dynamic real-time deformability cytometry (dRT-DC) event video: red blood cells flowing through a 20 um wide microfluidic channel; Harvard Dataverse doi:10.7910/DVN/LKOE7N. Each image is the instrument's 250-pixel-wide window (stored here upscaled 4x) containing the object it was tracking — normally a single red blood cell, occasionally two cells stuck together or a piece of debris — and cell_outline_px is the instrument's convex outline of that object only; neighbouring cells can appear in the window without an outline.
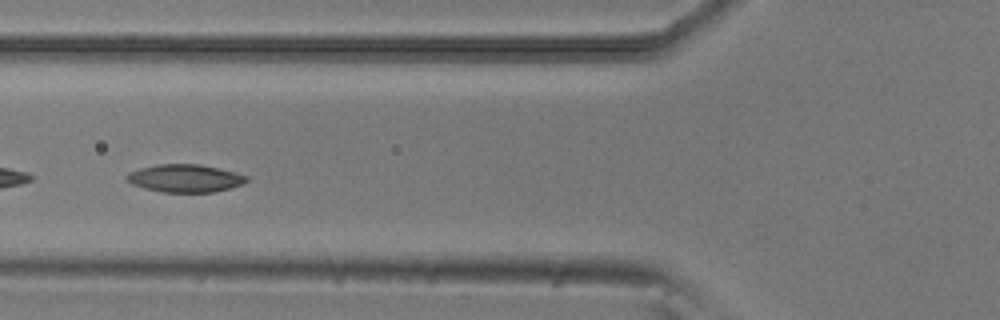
{"species": "common noctule bat (a hibernating species)", "species_latin": "Nyctalus noctula", "temperature_condition": "room temperature", "stored_images_in_passage": 52, "camera_frame_rate_fps": 3000, "um_per_image_px": 0.085, "animal": {"sex": "male", "body_mass_g": 20.5, "forearm_length_mm": 52.5}, "frame": {"image": 1, "passage_image": 19, "time_ms": 6.0, "image_size_px": [1000, 320], "cell_outline_px": [[248, 180], [244, 184], [212, 192], [164, 192], [144, 188], [132, 184], [124, 176], [128, 172], [140, 168], [156, 164], [200, 164], [236, 172], [248, 176]], "centroid_in_image_um": [15.73, 15.14], "position_along_channel_um": 110.1, "area_um2": 19.42}}
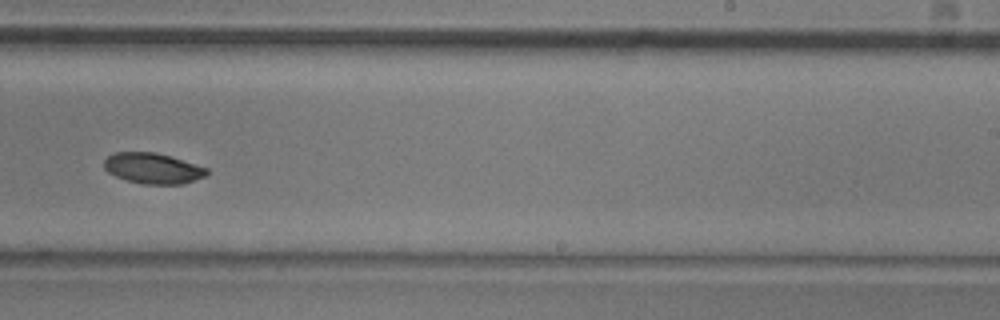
{"frame": {"image": 2, "passage_image": 32, "time_ms": 10.333, "image_size_px": [1000, 320], "cell_outline_px": [[208, 176], [180, 184], [144, 184], [128, 180], [116, 176], [108, 172], [104, 168], [104, 160], [108, 156], [116, 152], [156, 152], [208, 168]], "centroid_in_image_um": [13.0, 14.3], "position_along_channel_um": 276.0, "area_um2": 18.21}}
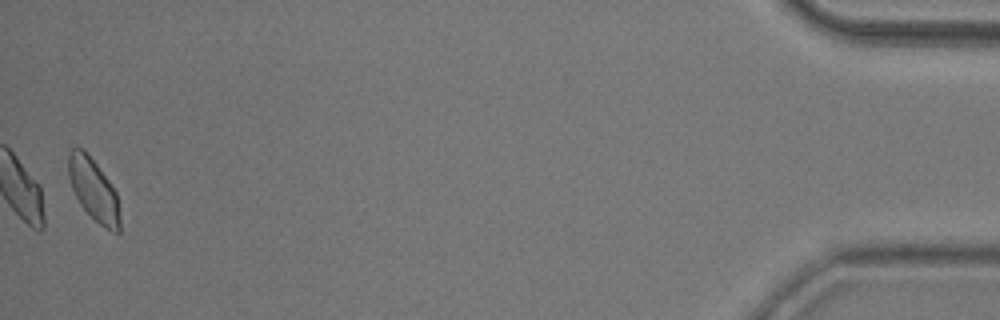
{"frame": {"image": 3, "passage_image": 51, "time_ms": 16.667, "image_size_px": [1000, 320], "cell_outline_px": [[120, 232], [112, 232], [100, 224], [80, 204], [72, 188], [68, 176], [68, 152], [72, 148], [84, 148], [108, 180], [116, 192], [120, 216]], "centroid_in_image_um": [7.95, 16.11], "position_along_channel_um": 427.3, "area_um2": 18.44}, "authors_computed_cell_mechanics": {"area_um2": 19.2474, "velocity_mm_per_s": 3.8331, "shape_relaxation_time_tau1_ms": 4.1278, "shape_relaxation_time_tau2_ms": 2.9106, "deformation_change_tau1": 0.1068, "deformation_change_tau2": 0.0298}}